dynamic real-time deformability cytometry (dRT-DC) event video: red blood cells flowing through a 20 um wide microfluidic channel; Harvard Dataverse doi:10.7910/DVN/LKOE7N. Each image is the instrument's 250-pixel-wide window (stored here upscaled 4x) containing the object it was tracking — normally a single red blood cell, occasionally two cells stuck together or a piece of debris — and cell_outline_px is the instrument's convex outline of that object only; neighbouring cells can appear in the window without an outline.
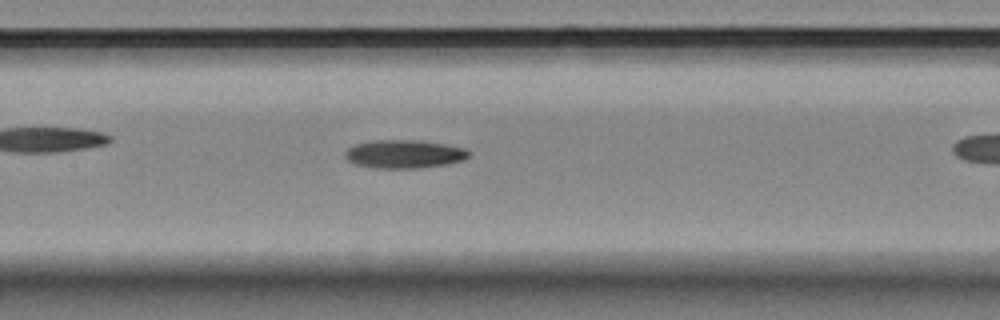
{"species": "Egyptian fruit bat (a non-hibernating species)", "species_latin": "Rousettus aegyptiacus", "temperature_condition": "room temperature", "stored_images_in_passage": 28, "camera_frame_rate_fps": 3000, "um_per_image_px": 0.085, "animal": {"sex": "female"}, "frame": {"image": 1, "passage_image": 9, "time_ms": 2.667, "image_size_px": [1000, 320], "cell_outline_px": [[468, 156], [464, 160], [448, 164], [416, 168], [376, 168], [356, 164], [348, 160], [344, 156], [344, 152], [352, 144], [372, 140], [420, 140], [444, 144], [464, 148], [468, 152]], "centroid_in_image_um": [34.31, 13.08], "position_along_channel_um": 173.1, "area_um2": 20.46}}
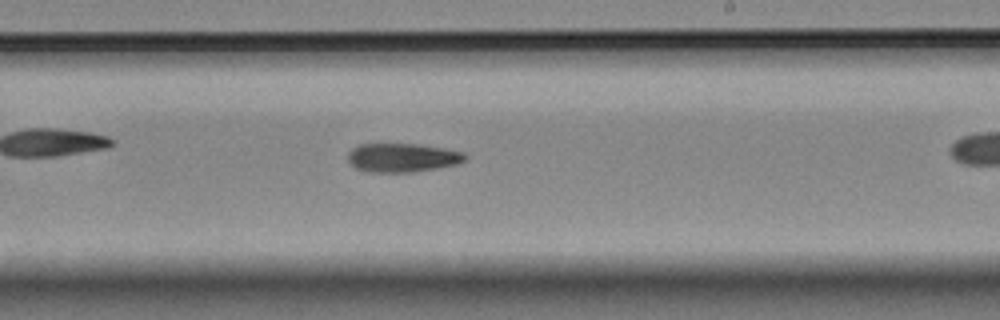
{"frame": {"image": 2, "passage_image": 16, "time_ms": 5.0, "image_size_px": [1000, 320], "cell_outline_px": [[468, 156], [464, 160], [456, 164], [436, 168], [412, 172], [368, 172], [356, 168], [348, 160], [348, 152], [352, 148], [360, 144], [420, 144], [444, 148], [464, 152]], "centroid_in_image_um": [34.2, 13.39], "position_along_channel_um": 254.8, "area_um2": 19.65}}
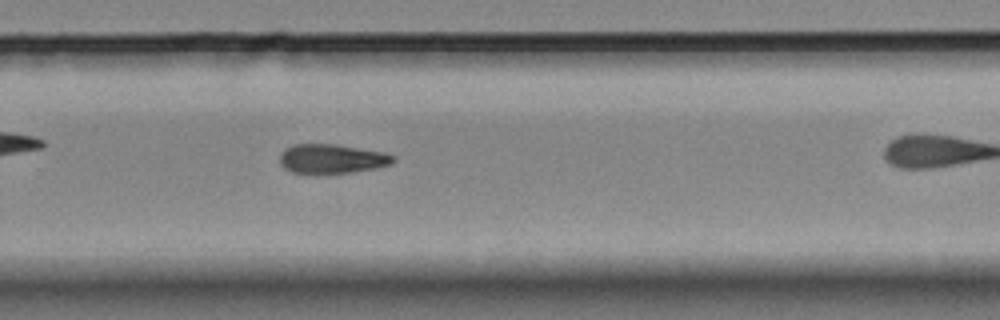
{"frame": {"image": 3, "passage_image": 20, "time_ms": 6.333, "image_size_px": [1000, 320], "cell_outline_px": [[396, 160], [392, 164], [352, 172], [316, 176], [292, 172], [284, 168], [280, 164], [280, 152], [284, 148], [292, 144], [336, 144], [384, 152], [396, 156]], "centroid_in_image_um": [28.16, 13.52], "position_along_channel_um": 301.6, "area_um2": 20.06}}